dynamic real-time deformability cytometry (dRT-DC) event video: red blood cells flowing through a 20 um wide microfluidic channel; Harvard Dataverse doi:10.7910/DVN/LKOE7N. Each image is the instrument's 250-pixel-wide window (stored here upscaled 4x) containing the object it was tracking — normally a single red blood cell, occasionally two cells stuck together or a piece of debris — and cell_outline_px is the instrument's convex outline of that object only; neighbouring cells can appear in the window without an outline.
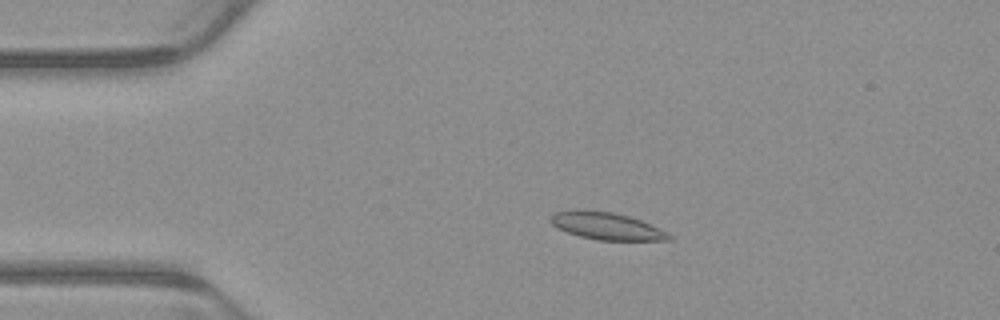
{"species": "common noctule bat (a hibernating species)", "species_latin": "Nyctalus noctula", "temperature_condition": "warm", "stored_images_in_passage": 3, "camera_frame_rate_fps": 3000, "um_per_image_px": 0.085, "animal": {"sex": "male", "body_mass_g": 23.1, "forearm_length_mm": 52.7}, "frame": {"image": 1, "passage_image": 2, "time_ms": 0.333, "image_size_px": [1000, 320], "cell_outline_px": [[672, 240], [596, 240], [580, 236], [556, 228], [548, 220], [556, 212], [576, 208], [584, 208], [612, 212], [628, 216], [640, 220], [668, 232], [672, 236]], "centroid_in_image_um": [51.51, 19.19], "position_along_channel_um": 33.5, "area_um2": 19.02}}